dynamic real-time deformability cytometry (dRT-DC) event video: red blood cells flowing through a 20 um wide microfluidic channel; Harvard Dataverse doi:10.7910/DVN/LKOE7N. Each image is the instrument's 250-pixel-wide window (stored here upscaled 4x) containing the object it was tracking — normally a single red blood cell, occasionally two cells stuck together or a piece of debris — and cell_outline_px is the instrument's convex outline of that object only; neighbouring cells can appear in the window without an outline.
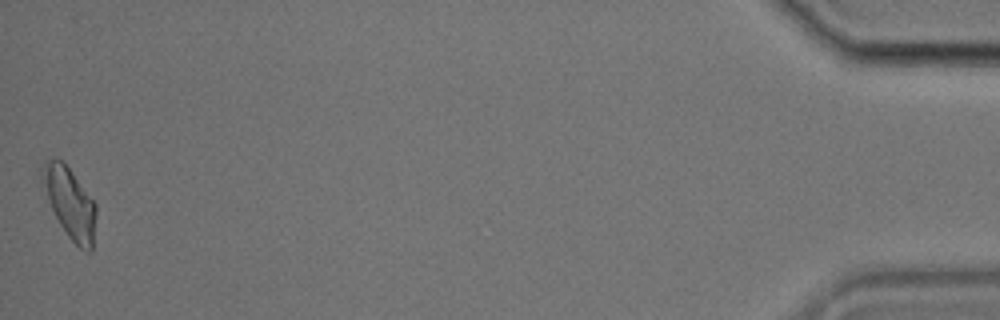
{"species": "common noctule bat (a hibernating species)", "species_latin": "Nyctalus noctula", "temperature_condition": "cold", "stored_images_in_passage": 36, "camera_frame_rate_fps": 3000, "um_per_image_px": 0.085, "animal": {"sex": "male", "body_mass_g": 17.9, "forearm_length_mm": 54.2}, "frame": {"image": 1, "passage_image": 36, "time_ms": 11.667, "image_size_px": [1000, 320], "cell_outline_px": [[96, 216], [92, 252], [88, 252], [80, 248], [68, 236], [60, 224], [48, 200], [40, 176], [44, 160], [60, 160], [68, 168], [96, 204]], "centroid_in_image_um": [5.95, 17.28], "position_along_channel_um": 429.3, "area_um2": 21.56}}